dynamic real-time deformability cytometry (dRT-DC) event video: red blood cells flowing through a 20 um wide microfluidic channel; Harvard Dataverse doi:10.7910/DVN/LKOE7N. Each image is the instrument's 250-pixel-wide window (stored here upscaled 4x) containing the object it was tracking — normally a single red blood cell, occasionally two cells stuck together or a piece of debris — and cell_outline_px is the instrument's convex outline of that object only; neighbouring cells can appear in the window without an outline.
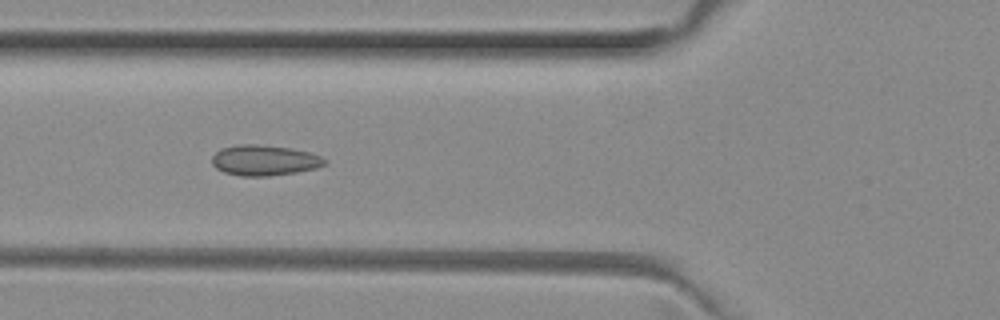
{"species": "common noctule bat (a hibernating species)", "species_latin": "Nyctalus noctula", "temperature_condition": "room temperature", "stored_images_in_passage": 34, "camera_frame_rate_fps": 3000, "um_per_image_px": 0.085, "animal": {"sex": "female", "body_mass_g": 29.2, "forearm_length_mm": 56.3}, "frame": {"image": 1, "passage_image": 6, "time_ms": 1.667, "image_size_px": [1000, 320], "cell_outline_px": [[328, 160], [324, 164], [316, 168], [296, 172], [268, 176], [240, 176], [224, 172], [216, 168], [212, 164], [212, 156], [220, 148], [240, 144], [256, 144], [292, 148], [308, 152], [320, 156]], "centroid_in_image_um": [22.45, 13.62], "position_along_channel_um": 103.4, "area_um2": 20.06}}
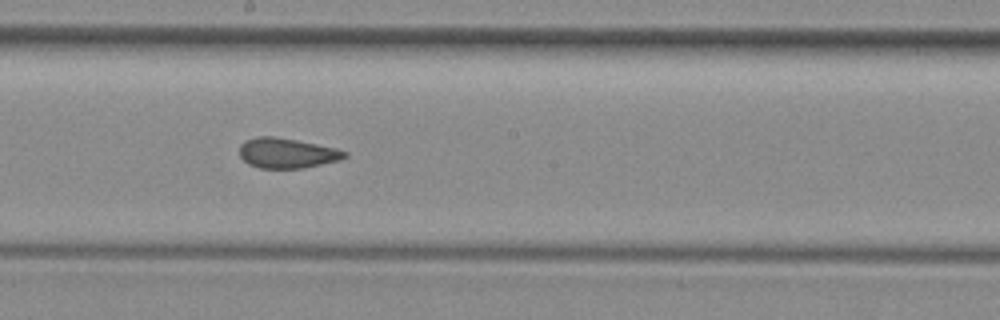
{"frame": {"image": 2, "passage_image": 15, "time_ms": 4.667, "image_size_px": [1000, 320], "cell_outline_px": [[348, 156], [340, 160], [304, 168], [260, 168], [248, 164], [240, 156], [240, 144], [248, 140], [260, 136], [272, 136], [296, 140], [336, 148], [348, 152]], "centroid_in_image_um": [24.41, 13.02], "position_along_channel_um": 223.8, "area_um2": 18.32}}
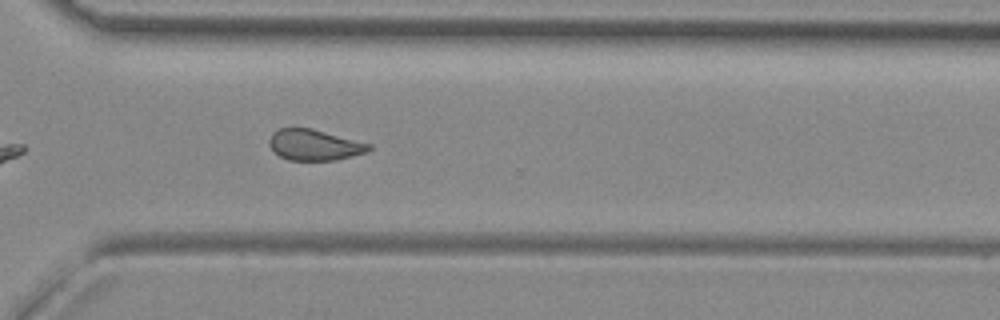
{"frame": {"image": 3, "passage_image": 24, "time_ms": 7.667, "image_size_px": [1000, 320], "cell_outline_px": [[372, 148], [368, 152], [336, 160], [288, 160], [280, 156], [268, 144], [268, 140], [272, 132], [280, 128], [312, 128], [372, 144]], "centroid_in_image_um": [26.74, 12.31], "position_along_channel_um": 343.9, "area_um2": 18.03}}